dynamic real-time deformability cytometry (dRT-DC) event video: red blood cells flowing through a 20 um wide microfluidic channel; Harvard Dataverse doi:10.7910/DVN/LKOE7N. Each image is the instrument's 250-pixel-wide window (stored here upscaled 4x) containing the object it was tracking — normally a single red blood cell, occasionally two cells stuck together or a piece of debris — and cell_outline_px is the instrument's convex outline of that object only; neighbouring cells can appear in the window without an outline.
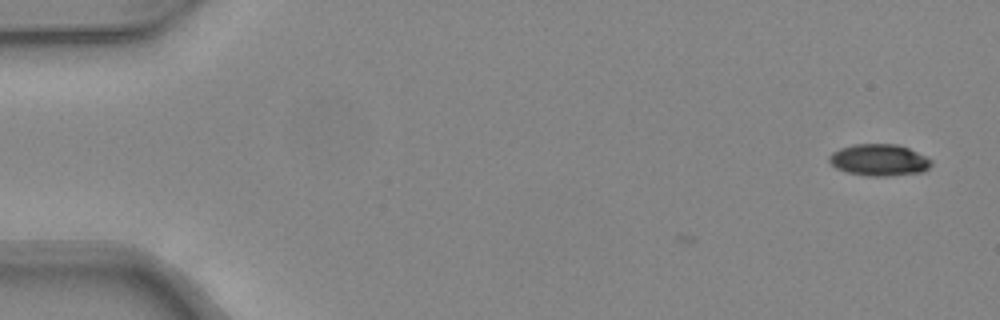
{"species": "common noctule bat (a hibernating species)", "species_latin": "Nyctalus noctula", "temperature_condition": "warm", "stored_images_in_passage": 2, "camera_frame_rate_fps": 3000, "um_per_image_px": 0.085, "animal": {"sex": "female", "body_mass_g": 24.6, "forearm_length_mm": 56.2}, "frame": {"image": 1, "passage_image": 2, "time_ms": 0.333, "image_size_px": [1000, 320], "cell_outline_px": [[932, 164], [924, 172], [888, 176], [868, 176], [848, 172], [836, 168], [828, 160], [828, 156], [832, 152], [840, 148], [852, 144], [896, 144], [908, 148], [932, 160]], "centroid_in_image_um": [74.71, 13.6], "position_along_channel_um": 10.3, "area_um2": 18.84}}